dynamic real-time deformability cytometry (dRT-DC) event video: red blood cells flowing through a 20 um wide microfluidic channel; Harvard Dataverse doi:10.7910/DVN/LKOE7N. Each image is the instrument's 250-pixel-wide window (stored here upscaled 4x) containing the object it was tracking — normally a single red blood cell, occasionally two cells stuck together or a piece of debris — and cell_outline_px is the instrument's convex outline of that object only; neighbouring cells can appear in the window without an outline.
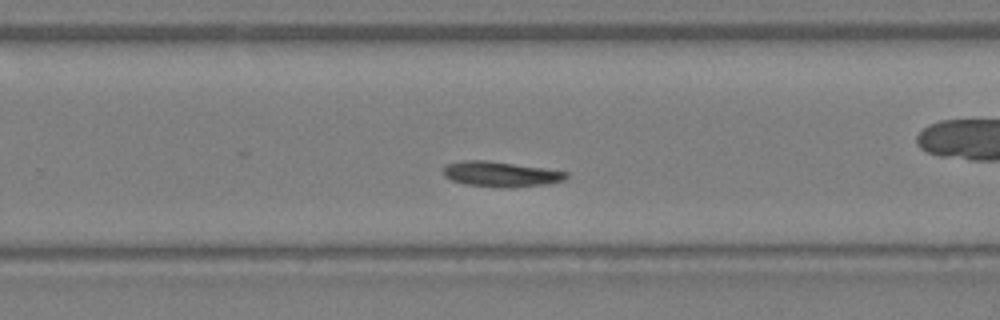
{"species": "Egyptian fruit bat (a non-hibernating species)", "species_latin": "Rousettus aegyptiacus", "temperature_condition": "warm", "stored_images_in_passage": 30, "camera_frame_rate_fps": 3000, "um_per_image_px": 0.085, "animal": {"sex": "female"}, "frame": {"image": 1, "passage_image": 18, "time_ms": 5.667, "image_size_px": [1000, 320], "cell_outline_px": [[568, 176], [564, 180], [548, 184], [512, 188], [504, 188], [464, 184], [452, 180], [444, 176], [444, 164], [460, 160], [488, 160], [544, 168], [568, 172]], "centroid_in_image_um": [42.55, 14.8], "position_along_channel_um": 287.2, "area_um2": 18.32}}